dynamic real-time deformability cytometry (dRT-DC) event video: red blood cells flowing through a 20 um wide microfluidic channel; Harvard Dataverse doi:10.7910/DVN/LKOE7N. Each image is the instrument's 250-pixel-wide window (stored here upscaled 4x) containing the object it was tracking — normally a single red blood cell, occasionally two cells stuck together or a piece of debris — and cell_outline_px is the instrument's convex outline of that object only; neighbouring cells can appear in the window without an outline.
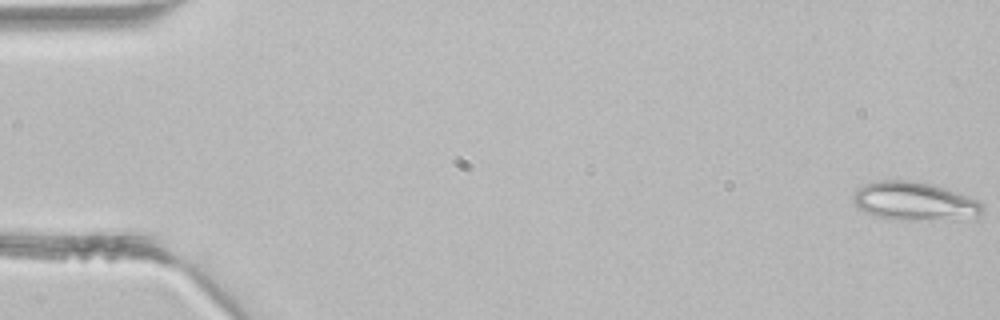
{"species": "common noctule bat (a hibernating species)", "species_latin": "Nyctalus noctula", "temperature_condition": "room temperature", "stored_images_in_passage": 2, "camera_frame_rate_fps": 3000, "um_per_image_px": 0.085, "animal": {"sex": "male", "body_mass_g": 21.5, "forearm_length_mm": 52.0}, "frame": {"image": 1, "passage_image": 2, "time_ms": 0.333, "image_size_px": [1000, 320], "cell_outline_px": [[984, 208], [980, 216], [976, 220], [892, 220], [872, 216], [856, 208], [852, 200], [852, 196], [856, 188], [864, 184], [876, 180], [916, 180], [932, 184], [980, 200], [984, 204]], "centroid_in_image_um": [77.75, 17.14], "position_along_channel_um": 7.2, "area_um2": 30.29}}